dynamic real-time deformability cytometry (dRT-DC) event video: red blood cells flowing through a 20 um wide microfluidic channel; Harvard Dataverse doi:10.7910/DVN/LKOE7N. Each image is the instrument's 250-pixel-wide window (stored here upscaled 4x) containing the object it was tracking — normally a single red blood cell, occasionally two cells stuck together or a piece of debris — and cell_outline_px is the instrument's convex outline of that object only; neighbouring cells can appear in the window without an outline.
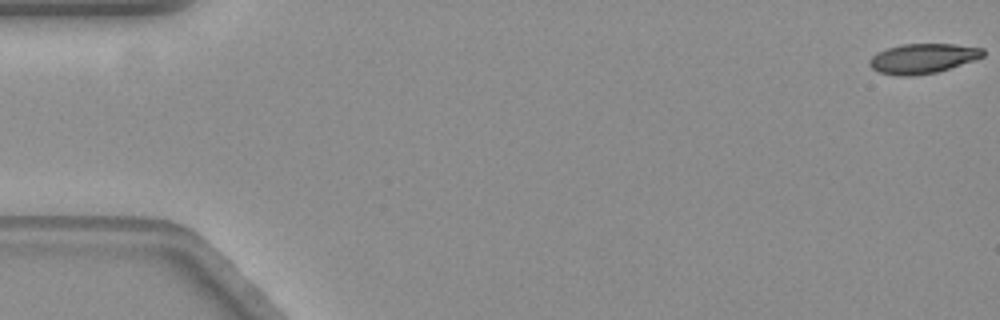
{"species": "common noctule bat (a hibernating species)", "species_latin": "Nyctalus noctula", "temperature_condition": "warm", "stored_images_in_passage": 59, "camera_frame_rate_fps": 3000, "um_per_image_px": 0.085, "animal": {"sex": "female", "body_mass_g": 19.3, "forearm_length_mm": 54.1}, "frame": {"image": 1, "passage_image": 1, "time_ms": 0.0, "image_size_px": [1000, 320], "cell_outline_px": [[984, 56], [936, 72], [912, 76], [896, 76], [880, 72], [872, 68], [868, 64], [868, 60], [876, 52], [888, 48], [904, 44], [952, 44], [984, 48]], "centroid_in_image_um": [78.39, 4.97], "position_along_channel_um": 6.6, "area_um2": 19.54}}
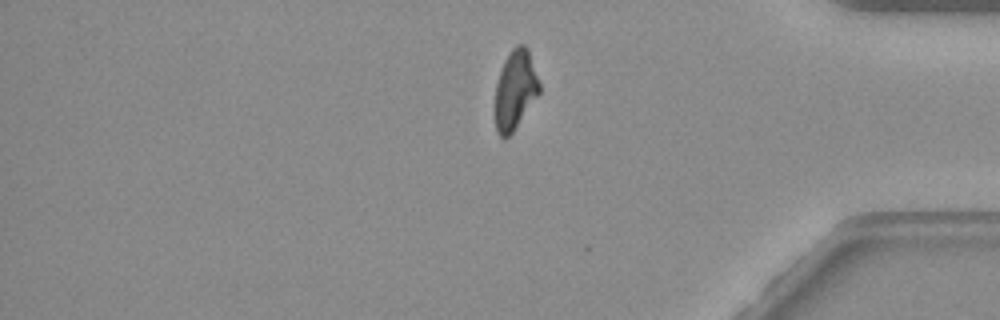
{"frame": {"image": 2, "passage_image": 49, "time_ms": 16.0, "image_size_px": [1000, 320], "cell_outline_px": [[540, 92], [512, 132], [504, 140], [496, 132], [492, 112], [492, 108], [496, 84], [504, 60], [508, 52], [516, 44], [524, 44], [528, 48], [540, 84]], "centroid_in_image_um": [43.73, 7.66], "position_along_channel_um": 391.5, "area_um2": 20.98}}
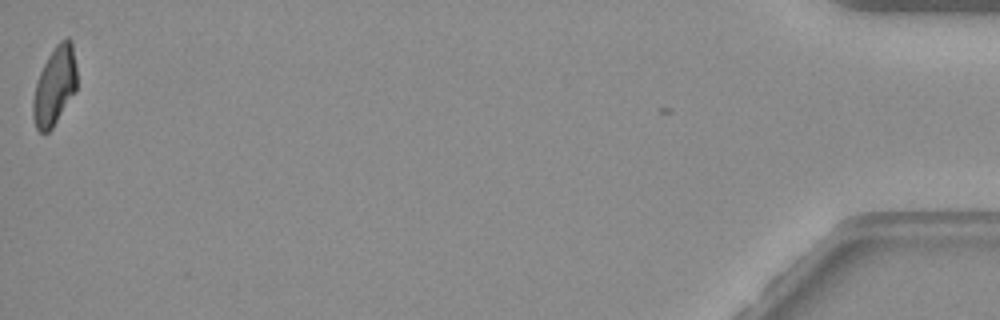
{"frame": {"image": 3, "passage_image": 59, "time_ms": 19.333, "image_size_px": [1000, 320], "cell_outline_px": [[76, 92], [52, 128], [48, 132], [40, 132], [36, 128], [32, 116], [32, 100], [36, 84], [40, 72], [48, 56], [56, 44], [60, 40], [68, 36], [72, 40], [76, 64]], "centroid_in_image_um": [4.65, 7.29], "position_along_channel_um": 430.5, "area_um2": 20.23}, "authors_computed_cell_mechanics": {"area_um2": 21.6172, "velocity_mm_per_s": 3.5209, "shape_relaxation_time_tau1_ms": null, "shape_relaxation_time_tau2_ms": 9.9633, "deformation_change_tau1": null, "deformation_change_tau2": 0.1882}}